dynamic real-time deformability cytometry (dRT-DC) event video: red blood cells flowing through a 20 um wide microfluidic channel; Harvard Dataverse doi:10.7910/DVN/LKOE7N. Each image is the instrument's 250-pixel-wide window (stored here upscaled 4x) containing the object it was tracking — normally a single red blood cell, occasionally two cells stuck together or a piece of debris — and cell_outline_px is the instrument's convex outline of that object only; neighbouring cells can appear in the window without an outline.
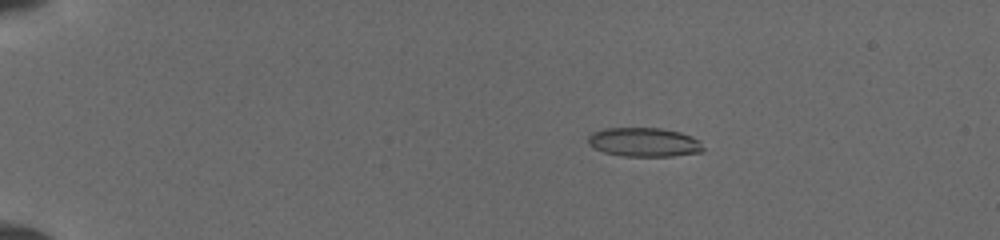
{"species": "common noctule bat (a hibernating species)", "species_latin": "Nyctalus noctula", "temperature_condition": "cold", "stored_images_in_passage": 10, "camera_frame_rate_fps": 3000, "um_per_image_px": 0.085, "animal": {"sex": "female", "body_mass_g": 19.5, "forearm_length_mm": 54.1}, "frame": {"image": 1, "passage_image": 3, "time_ms": 1.333, "image_size_px": [1000, 240], "cell_outline_px": [[704, 148], [700, 152], [672, 156], [624, 156], [604, 152], [588, 144], [588, 136], [592, 132], [604, 128], [660, 128], [680, 132], [692, 136], [700, 140]], "centroid_in_image_um": [54.75, 12.08], "position_along_channel_um": 30.2, "area_um2": 19.48}}
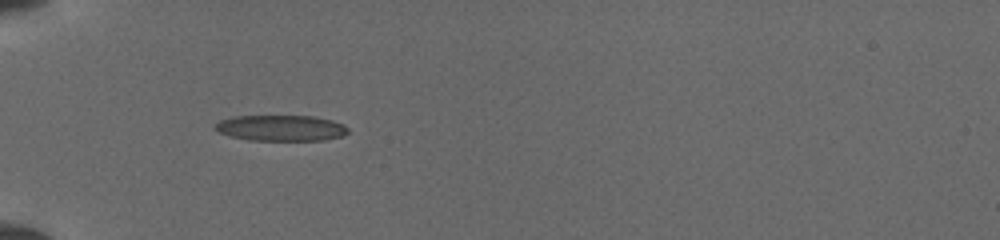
{"frame": {"image": 2, "passage_image": 8, "time_ms": 4.0, "image_size_px": [1000, 240], "cell_outline_px": [[348, 132], [340, 136], [324, 140], [248, 140], [232, 136], [220, 132], [212, 128], [220, 120], [232, 116], [312, 116], [332, 120], [344, 124], [348, 128]], "centroid_in_image_um": [23.87, 10.87], "position_along_channel_um": 61.1, "area_um2": 19.94}}